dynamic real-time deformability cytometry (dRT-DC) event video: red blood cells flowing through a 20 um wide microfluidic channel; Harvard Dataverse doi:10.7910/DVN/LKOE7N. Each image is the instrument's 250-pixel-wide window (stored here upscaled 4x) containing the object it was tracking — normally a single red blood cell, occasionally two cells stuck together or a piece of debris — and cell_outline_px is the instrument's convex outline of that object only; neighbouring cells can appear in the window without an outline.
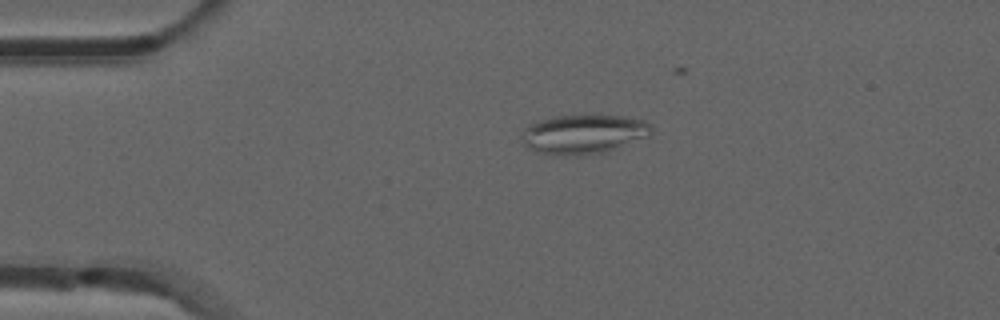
{"species": "common noctule bat (a hibernating species)", "species_latin": "Nyctalus noctula", "temperature_condition": "room temperature", "stored_images_in_passage": 46, "camera_frame_rate_fps": 3000, "um_per_image_px": 0.085, "animal": {"sex": "male", "forearm_length_mm": 52.5}, "frame": {"image": 1, "passage_image": 5, "time_ms": 1.333, "image_size_px": [1000, 320], "cell_outline_px": [[652, 132], [648, 136], [604, 152], [576, 156], [556, 156], [540, 152], [528, 148], [520, 140], [520, 136], [524, 128], [528, 124], [536, 120], [556, 116], [624, 116], [644, 120], [652, 124]], "centroid_in_image_um": [49.54, 11.41], "position_along_channel_um": 35.5, "area_um2": 29.82}}
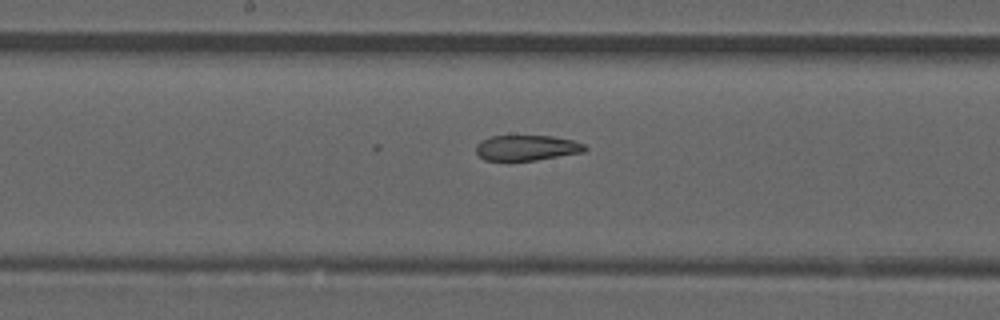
{"frame": {"image": 2, "passage_image": 21, "time_ms": 6.667, "image_size_px": [1000, 320], "cell_outline_px": [[588, 148], [584, 152], [536, 160], [508, 164], [484, 160], [476, 152], [476, 144], [480, 140], [492, 136], [552, 136], [572, 140], [584, 144]], "centroid_in_image_um": [44.7, 12.61], "position_along_channel_um": 203.5, "area_um2": 16.82}}
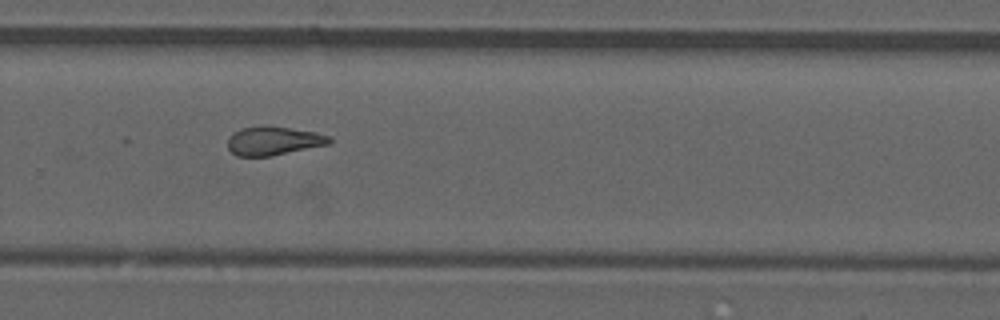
{"frame": {"image": 3, "passage_image": 29, "time_ms": 9.333, "image_size_px": [1000, 320], "cell_outline_px": [[332, 140], [328, 144], [272, 156], [236, 156], [228, 148], [228, 136], [240, 128], [288, 128], [316, 132], [328, 136]], "centroid_in_image_um": [23.23, 12.01], "position_along_channel_um": 306.6, "area_um2": 16.42}, "authors_computed_cell_mechanics": {"area_um2": 17.6868, "velocity_mm_per_s": 3.8928, "shape_relaxation_time_tau1_ms": null, "shape_relaxation_time_tau2_ms": 2.8393, "deformation_change_tau1": null, "deformation_change_tau2": 0.1106}}